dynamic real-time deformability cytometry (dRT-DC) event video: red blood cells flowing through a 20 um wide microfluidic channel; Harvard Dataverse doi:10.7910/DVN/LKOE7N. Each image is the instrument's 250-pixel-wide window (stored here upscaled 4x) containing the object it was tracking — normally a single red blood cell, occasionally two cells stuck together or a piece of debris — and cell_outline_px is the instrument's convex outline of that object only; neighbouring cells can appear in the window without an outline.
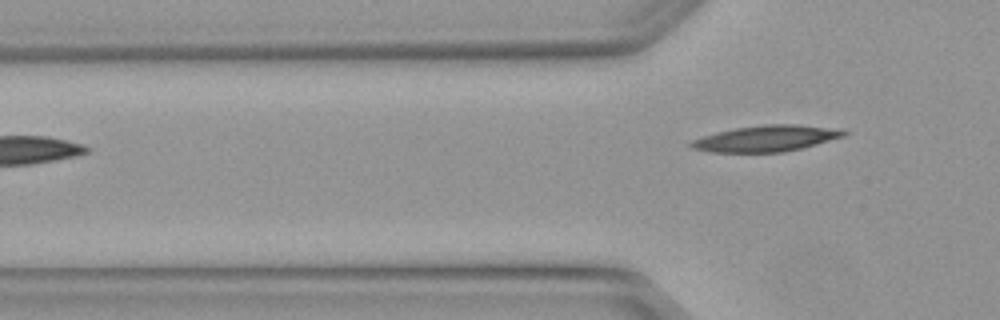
{"species": "Egyptian fruit bat (a non-hibernating species)", "species_latin": "Rousettus aegyptiacus", "temperature_condition": "warm", "stored_images_in_passage": 4, "camera_frame_rate_fps": 3000, "um_per_image_px": 0.085, "animal": {"sex": "female"}, "frame": {"image": 1, "passage_image": 4, "time_ms": 1.0, "image_size_px": [1000, 320], "cell_outline_px": [[848, 132], [844, 136], [816, 144], [784, 152], [708, 152], [692, 148], [688, 144], [692, 140], [716, 132], [736, 128], [764, 124], [796, 124], [840, 128]], "centroid_in_image_um": [65.14, 11.76], "position_along_channel_um": 60.7, "area_um2": 23.24}}